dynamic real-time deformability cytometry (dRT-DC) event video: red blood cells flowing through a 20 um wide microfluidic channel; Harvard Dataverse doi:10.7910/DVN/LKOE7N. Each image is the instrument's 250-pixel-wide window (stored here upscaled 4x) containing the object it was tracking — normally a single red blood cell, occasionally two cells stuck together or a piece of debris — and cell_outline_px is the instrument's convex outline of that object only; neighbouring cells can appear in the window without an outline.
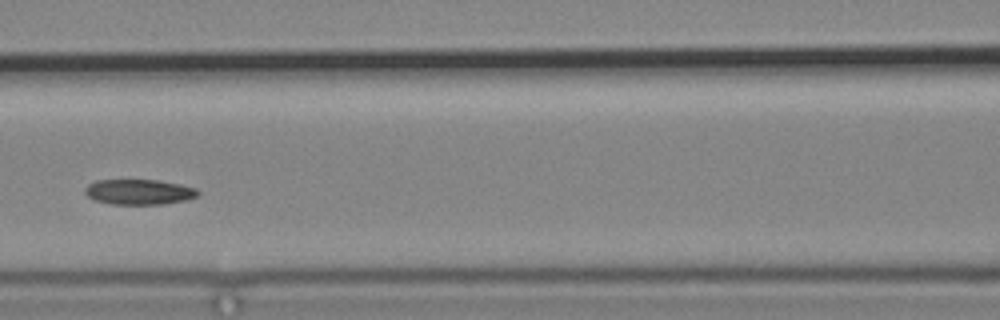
{"species": "common noctule bat (a hibernating species)", "species_latin": "Nyctalus noctula", "temperature_condition": "cold", "stored_images_in_passage": 9, "camera_frame_rate_fps": 3000, "um_per_image_px": 0.085, "animal": {"sex": "male", "body_mass_g": 19.2, "forearm_length_mm": 51.8}, "frame": {"image": 1, "passage_image": 6, "time_ms": 6.333, "image_size_px": [1000, 320], "cell_outline_px": [[200, 192], [196, 196], [184, 200], [164, 204], [112, 204], [96, 200], [88, 196], [84, 192], [84, 188], [88, 184], [96, 180], [160, 180], [180, 184], [196, 188]], "centroid_in_image_um": [11.81, 16.3], "position_along_channel_um": 154.8, "area_um2": 16.59}}
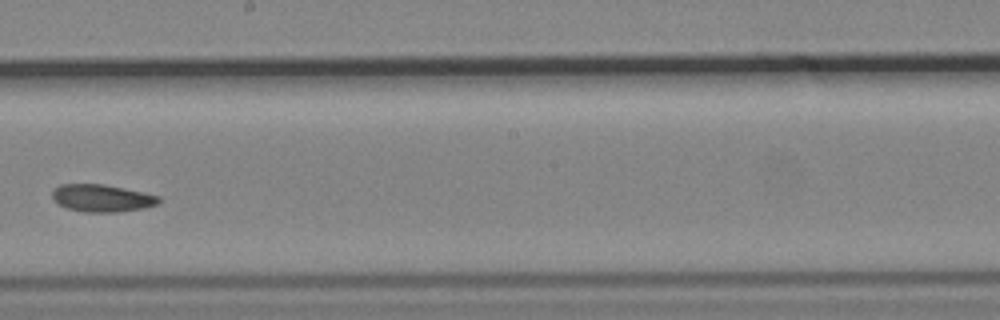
{"frame": {"image": 2, "passage_image": 8, "time_ms": 8.667, "image_size_px": [1000, 320], "cell_outline_px": [[160, 200], [156, 204], [144, 208], [116, 212], [84, 212], [68, 208], [56, 204], [52, 196], [52, 192], [60, 184], [104, 184], [144, 192], [160, 196]], "centroid_in_image_um": [8.65, 16.84], "position_along_channel_um": 239.5, "area_um2": 16.99}}
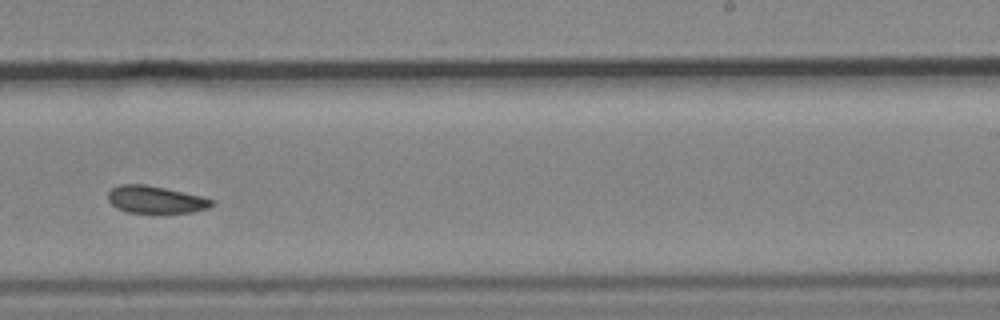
{"frame": {"image": 3, "passage_image": 9, "time_ms": 9.667, "image_size_px": [1000, 320], "cell_outline_px": [[212, 204], [208, 208], [192, 212], [128, 212], [116, 208], [108, 200], [108, 192], [112, 188], [120, 184], [144, 184], [164, 188], [200, 196], [212, 200]], "centroid_in_image_um": [13.16, 16.96], "position_along_channel_um": 275.8, "area_um2": 16.13}}